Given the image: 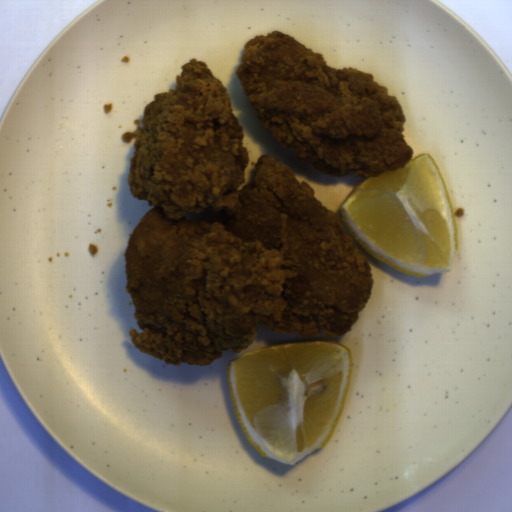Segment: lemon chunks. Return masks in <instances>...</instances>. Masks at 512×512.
Masks as SVG:
<instances>
[{
	"instance_id": "lemon-chunks-1",
	"label": "lemon chunks",
	"mask_w": 512,
	"mask_h": 512,
	"mask_svg": "<svg viewBox=\"0 0 512 512\" xmlns=\"http://www.w3.org/2000/svg\"><path fill=\"white\" fill-rule=\"evenodd\" d=\"M351 349L331 340L261 347L227 363L235 416L263 458L296 465L326 446L353 377Z\"/></svg>"
},
{
	"instance_id": "lemon-chunks-2",
	"label": "lemon chunks",
	"mask_w": 512,
	"mask_h": 512,
	"mask_svg": "<svg viewBox=\"0 0 512 512\" xmlns=\"http://www.w3.org/2000/svg\"><path fill=\"white\" fill-rule=\"evenodd\" d=\"M339 210L353 239L375 260L418 278L451 272L459 236L447 186L431 154L371 176Z\"/></svg>"
}]
</instances>
